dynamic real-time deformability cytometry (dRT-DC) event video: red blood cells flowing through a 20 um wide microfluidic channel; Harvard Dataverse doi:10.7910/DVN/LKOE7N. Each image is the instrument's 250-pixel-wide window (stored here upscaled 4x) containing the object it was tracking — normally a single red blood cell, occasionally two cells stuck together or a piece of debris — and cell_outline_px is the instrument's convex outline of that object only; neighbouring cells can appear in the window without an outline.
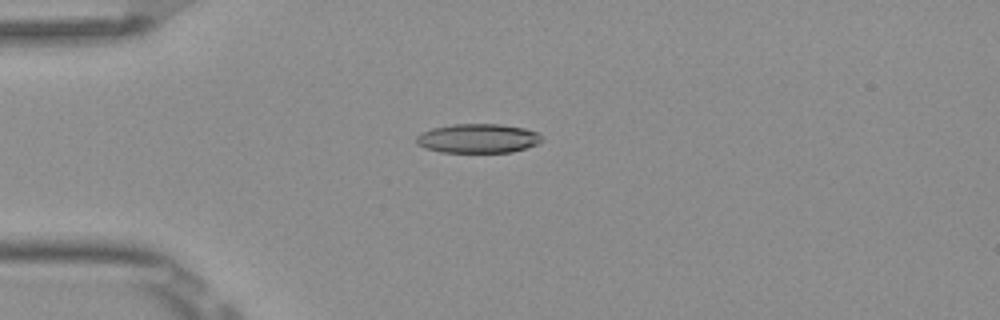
{"species": "Egyptian fruit bat (a non-hibernating species)", "species_latin": "Rousettus aegyptiacus", "temperature_condition": "room temperature", "stored_images_in_passage": 6, "camera_frame_rate_fps": 3000, "um_per_image_px": 0.085, "frame": {"image": 1, "passage_image": 4, "time_ms": 1.0, "image_size_px": [1000, 320], "cell_outline_px": [[544, 140], [540, 144], [512, 152], [440, 152], [424, 148], [416, 144], [416, 136], [432, 128], [452, 124], [500, 124], [524, 128], [536, 132]], "centroid_in_image_um": [40.63, 11.77], "position_along_channel_um": 44.4, "area_um2": 21.44}}
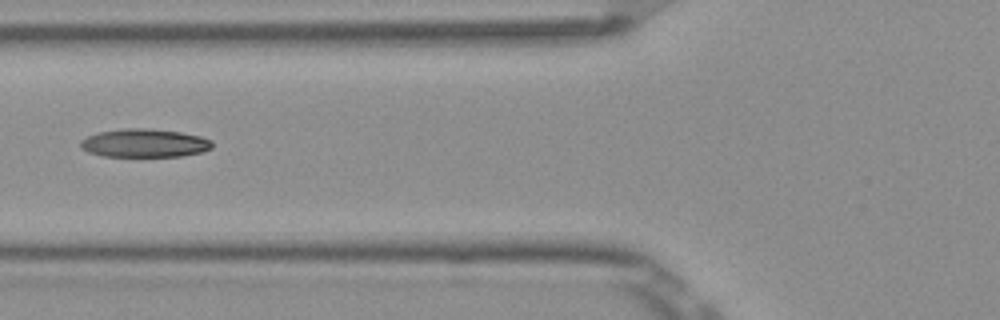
{"frame": {"image": 2, "passage_image": 6, "time_ms": 1.667, "image_size_px": [1000, 320], "cell_outline_px": [[212, 148], [200, 152], [184, 156], [104, 156], [88, 152], [80, 148], [80, 140], [96, 132], [124, 128], [152, 128], [180, 132], [200, 136], [212, 140]], "centroid_in_image_um": [12.26, 12.15], "position_along_channel_um": 113.5, "area_um2": 21.91}}